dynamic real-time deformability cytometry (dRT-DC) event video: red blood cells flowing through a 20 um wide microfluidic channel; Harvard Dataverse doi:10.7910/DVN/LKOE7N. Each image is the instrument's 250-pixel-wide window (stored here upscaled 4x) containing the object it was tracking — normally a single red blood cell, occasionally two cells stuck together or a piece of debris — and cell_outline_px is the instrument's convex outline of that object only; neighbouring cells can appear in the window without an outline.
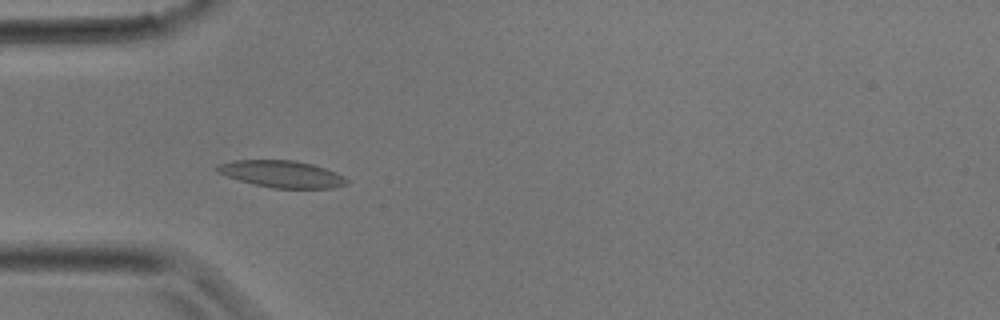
{"species": "common noctule bat (a hibernating species)", "species_latin": "Nyctalus noctula", "temperature_condition": "room temperature", "stored_images_in_passage": 34, "camera_frame_rate_fps": 3000, "um_per_image_px": 0.085, "animal": {"sex": "male", "body_mass_g": 17.9}, "frame": {"image": 1, "passage_image": 11, "time_ms": 3.333, "image_size_px": [1000, 320], "cell_outline_px": [[348, 184], [332, 188], [272, 188], [252, 184], [216, 172], [212, 168], [216, 164], [232, 160], [296, 160], [312, 164], [324, 168], [344, 176], [348, 180]], "centroid_in_image_um": [23.9, 14.78], "position_along_channel_um": 61.1, "area_um2": 20.46}}
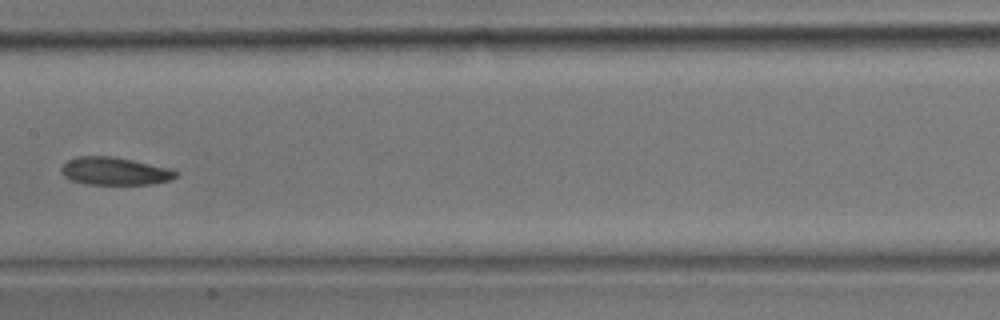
{"frame": {"image": 2, "passage_image": 18, "time_ms": 5.667, "image_size_px": [1000, 320], "cell_outline_px": [[180, 176], [172, 180], [152, 184], [88, 184], [72, 180], [64, 176], [60, 172], [60, 168], [68, 160], [80, 156], [112, 156], [132, 160], [168, 168], [180, 172]], "centroid_in_image_um": [9.79, 14.55], "position_along_channel_um": 197.6, "area_um2": 18.55}}
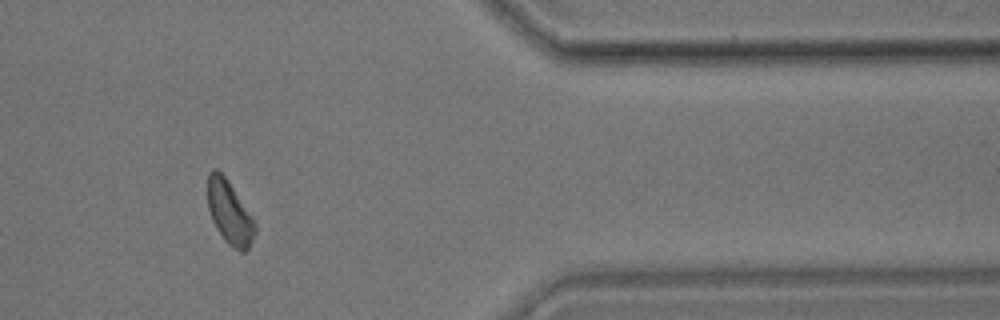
{"frame": {"image": 3, "passage_image": 29, "time_ms": 9.333, "image_size_px": [1000, 320], "cell_outline_px": [[256, 232], [248, 248], [244, 252], [240, 252], [232, 248], [224, 240], [216, 228], [212, 220], [208, 208], [208, 172], [212, 168], [216, 168], [228, 180], [256, 224]], "centroid_in_image_um": [19.5, 18.08], "position_along_channel_um": 391.9, "area_um2": 17.4}}